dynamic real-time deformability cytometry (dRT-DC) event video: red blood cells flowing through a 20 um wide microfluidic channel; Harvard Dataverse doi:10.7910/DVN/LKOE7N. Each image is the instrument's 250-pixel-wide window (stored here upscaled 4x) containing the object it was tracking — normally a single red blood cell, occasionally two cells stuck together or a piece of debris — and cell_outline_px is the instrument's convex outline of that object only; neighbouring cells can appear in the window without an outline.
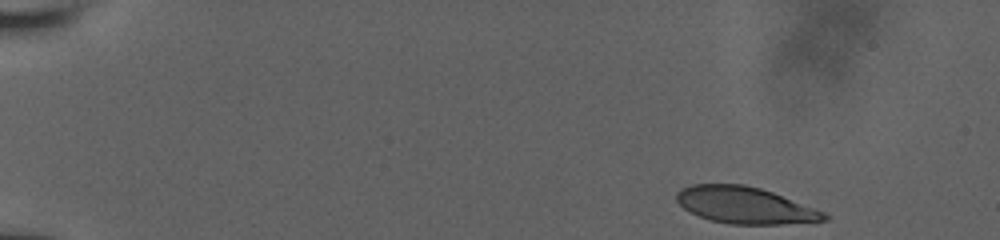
{"species": "human", "species_latin": "Homo sapiens", "temperature_condition": "room temperature", "stored_images_in_passage": 49, "camera_frame_rate_fps": 3000, "um_per_image_px": 0.085, "donor": {"sex": "male"}, "frame": {"image": 1, "passage_image": 1, "time_ms": 0.0, "image_size_px": [1000, 240], "cell_outline_px": [[832, 216], [828, 220], [780, 224], [732, 224], [712, 220], [700, 216], [684, 208], [676, 200], [676, 192], [680, 188], [692, 184], [744, 184], [760, 188], [772, 192], [824, 212]], "centroid_in_image_um": [63.32, 17.44], "position_along_channel_um": 21.7, "area_um2": 31.27}}
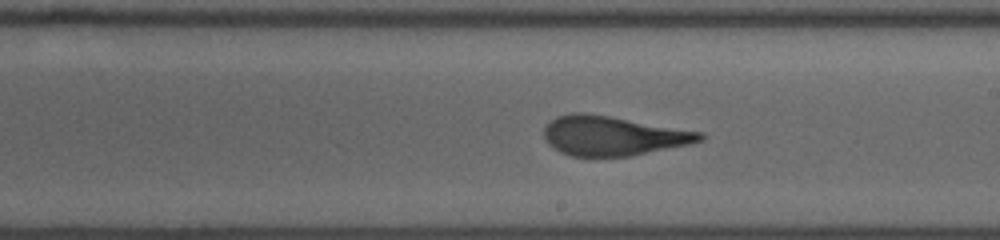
{"frame": {"image": 2, "passage_image": 28, "time_ms": 9.0, "image_size_px": [1000, 240], "cell_outline_px": [[704, 140], [688, 144], [628, 156], [572, 156], [560, 152], [548, 144], [544, 140], [544, 128], [556, 116], [572, 112], [584, 112], [704, 132]], "centroid_in_image_um": [52.07, 11.53], "position_along_channel_um": 236.9, "area_um2": 35.6}}
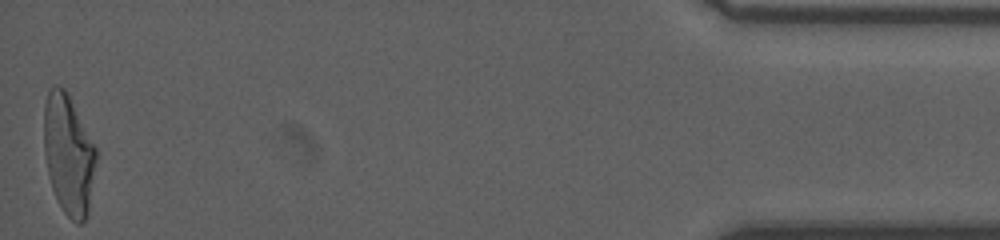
{"frame": {"image": 3, "passage_image": 49, "time_ms": 16.0, "image_size_px": [1000, 240], "cell_outline_px": [[96, 160], [88, 212], [84, 220], [80, 224], [76, 224], [64, 212], [52, 188], [48, 172], [44, 152], [44, 104], [48, 88], [52, 84], [56, 84], [64, 88], [68, 92], [96, 148]], "centroid_in_image_um": [5.81, 13.07], "position_along_channel_um": 429.4, "area_um2": 36.47}, "authors_computed_cell_mechanics": {"area_um2": 35.6048, "velocity_mm_per_s": 3.9181, "shape_relaxation_time_tau1_ms": 5.7801, "shape_relaxation_time_tau2_ms": 0.9533, "deformation_change_tau1": 0.2318, "deformation_change_tau2": 0.0979}}